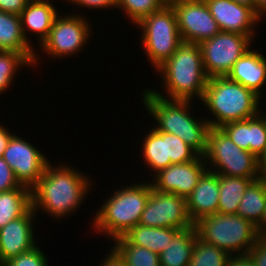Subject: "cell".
<instances>
[{"label": "cell", "instance_id": "cell-1", "mask_svg": "<svg viewBox=\"0 0 266 266\" xmlns=\"http://www.w3.org/2000/svg\"><path fill=\"white\" fill-rule=\"evenodd\" d=\"M91 179L67 164L46 165L38 184L32 189V208H39L52 217L63 218L80 207L89 189Z\"/></svg>", "mask_w": 266, "mask_h": 266}, {"label": "cell", "instance_id": "cell-2", "mask_svg": "<svg viewBox=\"0 0 266 266\" xmlns=\"http://www.w3.org/2000/svg\"><path fill=\"white\" fill-rule=\"evenodd\" d=\"M166 90L163 96L158 90L150 91L170 100H202L208 77L203 67L200 43L182 40L174 54L157 68ZM161 93V94H160ZM168 95V97H167Z\"/></svg>", "mask_w": 266, "mask_h": 266}, {"label": "cell", "instance_id": "cell-3", "mask_svg": "<svg viewBox=\"0 0 266 266\" xmlns=\"http://www.w3.org/2000/svg\"><path fill=\"white\" fill-rule=\"evenodd\" d=\"M142 95L145 110L157 121L155 123L158 125L154 127L158 131L174 134L200 156L205 154L210 126L207 119L199 121L193 114L191 116L190 100L165 99L152 93L150 89L144 90Z\"/></svg>", "mask_w": 266, "mask_h": 266}, {"label": "cell", "instance_id": "cell-4", "mask_svg": "<svg viewBox=\"0 0 266 266\" xmlns=\"http://www.w3.org/2000/svg\"><path fill=\"white\" fill-rule=\"evenodd\" d=\"M261 97L227 76L208 78L201 102L215 117L207 119L209 126L220 128L232 121H243L259 114Z\"/></svg>", "mask_w": 266, "mask_h": 266}, {"label": "cell", "instance_id": "cell-5", "mask_svg": "<svg viewBox=\"0 0 266 266\" xmlns=\"http://www.w3.org/2000/svg\"><path fill=\"white\" fill-rule=\"evenodd\" d=\"M152 189L151 182L131 184L115 190L102 207L96 211L93 226L96 233L103 232L110 239L126 234L139 224ZM116 192V193H115Z\"/></svg>", "mask_w": 266, "mask_h": 266}, {"label": "cell", "instance_id": "cell-6", "mask_svg": "<svg viewBox=\"0 0 266 266\" xmlns=\"http://www.w3.org/2000/svg\"><path fill=\"white\" fill-rule=\"evenodd\" d=\"M197 236L230 255L248 253L259 238L256 226L237 214L215 213L194 223Z\"/></svg>", "mask_w": 266, "mask_h": 266}, {"label": "cell", "instance_id": "cell-7", "mask_svg": "<svg viewBox=\"0 0 266 266\" xmlns=\"http://www.w3.org/2000/svg\"><path fill=\"white\" fill-rule=\"evenodd\" d=\"M203 158L206 164L210 163L207 169L217 174L261 178L259 159L235 145L220 128L210 127Z\"/></svg>", "mask_w": 266, "mask_h": 266}, {"label": "cell", "instance_id": "cell-8", "mask_svg": "<svg viewBox=\"0 0 266 266\" xmlns=\"http://www.w3.org/2000/svg\"><path fill=\"white\" fill-rule=\"evenodd\" d=\"M137 26L142 30L141 43L147 59L155 69L168 60L182 41L175 12L171 6H162L140 21Z\"/></svg>", "mask_w": 266, "mask_h": 266}, {"label": "cell", "instance_id": "cell-9", "mask_svg": "<svg viewBox=\"0 0 266 266\" xmlns=\"http://www.w3.org/2000/svg\"><path fill=\"white\" fill-rule=\"evenodd\" d=\"M247 35L220 31L200 43L203 67L208 78L227 76L234 63L251 47Z\"/></svg>", "mask_w": 266, "mask_h": 266}, {"label": "cell", "instance_id": "cell-10", "mask_svg": "<svg viewBox=\"0 0 266 266\" xmlns=\"http://www.w3.org/2000/svg\"><path fill=\"white\" fill-rule=\"evenodd\" d=\"M84 17L85 15L79 14L57 16L47 39L39 47L42 46V51L54 59L78 53L87 44V39L92 33V27Z\"/></svg>", "mask_w": 266, "mask_h": 266}, {"label": "cell", "instance_id": "cell-11", "mask_svg": "<svg viewBox=\"0 0 266 266\" xmlns=\"http://www.w3.org/2000/svg\"><path fill=\"white\" fill-rule=\"evenodd\" d=\"M139 224L148 227L185 229L194 227L187 213L186 199L153 187Z\"/></svg>", "mask_w": 266, "mask_h": 266}, {"label": "cell", "instance_id": "cell-12", "mask_svg": "<svg viewBox=\"0 0 266 266\" xmlns=\"http://www.w3.org/2000/svg\"><path fill=\"white\" fill-rule=\"evenodd\" d=\"M21 186L32 190L42 177L49 160L22 137L12 135L3 153Z\"/></svg>", "mask_w": 266, "mask_h": 266}, {"label": "cell", "instance_id": "cell-13", "mask_svg": "<svg viewBox=\"0 0 266 266\" xmlns=\"http://www.w3.org/2000/svg\"><path fill=\"white\" fill-rule=\"evenodd\" d=\"M171 7L175 12L180 36L184 41L201 43L221 31L206 2L178 0Z\"/></svg>", "mask_w": 266, "mask_h": 266}, {"label": "cell", "instance_id": "cell-14", "mask_svg": "<svg viewBox=\"0 0 266 266\" xmlns=\"http://www.w3.org/2000/svg\"><path fill=\"white\" fill-rule=\"evenodd\" d=\"M207 165L200 155L190 162L171 164L156 175L153 174L152 187L157 191L174 193L186 199L207 170Z\"/></svg>", "mask_w": 266, "mask_h": 266}, {"label": "cell", "instance_id": "cell-15", "mask_svg": "<svg viewBox=\"0 0 266 266\" xmlns=\"http://www.w3.org/2000/svg\"><path fill=\"white\" fill-rule=\"evenodd\" d=\"M206 4L221 31L240 33L253 40L261 17L251 8L231 0H207Z\"/></svg>", "mask_w": 266, "mask_h": 266}, {"label": "cell", "instance_id": "cell-16", "mask_svg": "<svg viewBox=\"0 0 266 266\" xmlns=\"http://www.w3.org/2000/svg\"><path fill=\"white\" fill-rule=\"evenodd\" d=\"M37 213L31 208L25 215L11 220L0 229V262L14 258L36 246L33 223ZM33 222V223H32Z\"/></svg>", "mask_w": 266, "mask_h": 266}, {"label": "cell", "instance_id": "cell-17", "mask_svg": "<svg viewBox=\"0 0 266 266\" xmlns=\"http://www.w3.org/2000/svg\"><path fill=\"white\" fill-rule=\"evenodd\" d=\"M218 202V174L207 169L186 198L187 213L193 224L204 216L217 213Z\"/></svg>", "mask_w": 266, "mask_h": 266}, {"label": "cell", "instance_id": "cell-18", "mask_svg": "<svg viewBox=\"0 0 266 266\" xmlns=\"http://www.w3.org/2000/svg\"><path fill=\"white\" fill-rule=\"evenodd\" d=\"M227 77L234 82H238L246 88L261 94L266 83V57L259 52L248 49L235 63Z\"/></svg>", "mask_w": 266, "mask_h": 266}, {"label": "cell", "instance_id": "cell-19", "mask_svg": "<svg viewBox=\"0 0 266 266\" xmlns=\"http://www.w3.org/2000/svg\"><path fill=\"white\" fill-rule=\"evenodd\" d=\"M50 2L49 0H30L19 15L22 32L28 43L30 41L27 35L30 31L37 33L40 45L47 39L53 22L58 16L57 10Z\"/></svg>", "mask_w": 266, "mask_h": 266}, {"label": "cell", "instance_id": "cell-20", "mask_svg": "<svg viewBox=\"0 0 266 266\" xmlns=\"http://www.w3.org/2000/svg\"><path fill=\"white\" fill-rule=\"evenodd\" d=\"M0 50L22 54L32 66L38 62L36 55L22 32L20 16L0 11ZM38 56V57H37Z\"/></svg>", "mask_w": 266, "mask_h": 266}, {"label": "cell", "instance_id": "cell-21", "mask_svg": "<svg viewBox=\"0 0 266 266\" xmlns=\"http://www.w3.org/2000/svg\"><path fill=\"white\" fill-rule=\"evenodd\" d=\"M195 227L180 229L159 254L161 266H189L197 238Z\"/></svg>", "mask_w": 266, "mask_h": 266}, {"label": "cell", "instance_id": "cell-22", "mask_svg": "<svg viewBox=\"0 0 266 266\" xmlns=\"http://www.w3.org/2000/svg\"><path fill=\"white\" fill-rule=\"evenodd\" d=\"M178 231L179 229L174 228H157L137 224L123 236L131 244L160 254L168 247V243Z\"/></svg>", "mask_w": 266, "mask_h": 266}, {"label": "cell", "instance_id": "cell-23", "mask_svg": "<svg viewBox=\"0 0 266 266\" xmlns=\"http://www.w3.org/2000/svg\"><path fill=\"white\" fill-rule=\"evenodd\" d=\"M259 178H243L218 174L219 202L218 213L236 214L240 200L248 186Z\"/></svg>", "mask_w": 266, "mask_h": 266}, {"label": "cell", "instance_id": "cell-24", "mask_svg": "<svg viewBox=\"0 0 266 266\" xmlns=\"http://www.w3.org/2000/svg\"><path fill=\"white\" fill-rule=\"evenodd\" d=\"M266 208V179L254 180L240 200L237 215L250 221L254 226L261 223Z\"/></svg>", "mask_w": 266, "mask_h": 266}, {"label": "cell", "instance_id": "cell-25", "mask_svg": "<svg viewBox=\"0 0 266 266\" xmlns=\"http://www.w3.org/2000/svg\"><path fill=\"white\" fill-rule=\"evenodd\" d=\"M32 208V190L19 186L0 193V229Z\"/></svg>", "mask_w": 266, "mask_h": 266}, {"label": "cell", "instance_id": "cell-26", "mask_svg": "<svg viewBox=\"0 0 266 266\" xmlns=\"http://www.w3.org/2000/svg\"><path fill=\"white\" fill-rule=\"evenodd\" d=\"M147 133L142 141L143 158L146 165L154 170L155 174L171 165L167 159L166 133L158 131L155 127Z\"/></svg>", "mask_w": 266, "mask_h": 266}, {"label": "cell", "instance_id": "cell-27", "mask_svg": "<svg viewBox=\"0 0 266 266\" xmlns=\"http://www.w3.org/2000/svg\"><path fill=\"white\" fill-rule=\"evenodd\" d=\"M112 250L126 266H161L159 254L131 244L124 236L114 239Z\"/></svg>", "mask_w": 266, "mask_h": 266}, {"label": "cell", "instance_id": "cell-28", "mask_svg": "<svg viewBox=\"0 0 266 266\" xmlns=\"http://www.w3.org/2000/svg\"><path fill=\"white\" fill-rule=\"evenodd\" d=\"M230 256L226 251L197 237L189 266H228Z\"/></svg>", "mask_w": 266, "mask_h": 266}, {"label": "cell", "instance_id": "cell-29", "mask_svg": "<svg viewBox=\"0 0 266 266\" xmlns=\"http://www.w3.org/2000/svg\"><path fill=\"white\" fill-rule=\"evenodd\" d=\"M21 66L28 67L32 64L20 53L0 50V94L10 89L14 75Z\"/></svg>", "mask_w": 266, "mask_h": 266}, {"label": "cell", "instance_id": "cell-30", "mask_svg": "<svg viewBox=\"0 0 266 266\" xmlns=\"http://www.w3.org/2000/svg\"><path fill=\"white\" fill-rule=\"evenodd\" d=\"M162 6L159 0H116V8L123 10L136 25Z\"/></svg>", "mask_w": 266, "mask_h": 266}, {"label": "cell", "instance_id": "cell-31", "mask_svg": "<svg viewBox=\"0 0 266 266\" xmlns=\"http://www.w3.org/2000/svg\"><path fill=\"white\" fill-rule=\"evenodd\" d=\"M263 113L249 118V152L258 159L266 150V115Z\"/></svg>", "mask_w": 266, "mask_h": 266}, {"label": "cell", "instance_id": "cell-32", "mask_svg": "<svg viewBox=\"0 0 266 266\" xmlns=\"http://www.w3.org/2000/svg\"><path fill=\"white\" fill-rule=\"evenodd\" d=\"M166 149L167 159L171 160V164L190 162L199 156L180 137L171 133H166Z\"/></svg>", "mask_w": 266, "mask_h": 266}, {"label": "cell", "instance_id": "cell-33", "mask_svg": "<svg viewBox=\"0 0 266 266\" xmlns=\"http://www.w3.org/2000/svg\"><path fill=\"white\" fill-rule=\"evenodd\" d=\"M220 129L235 145L249 151V119L226 123Z\"/></svg>", "mask_w": 266, "mask_h": 266}, {"label": "cell", "instance_id": "cell-34", "mask_svg": "<svg viewBox=\"0 0 266 266\" xmlns=\"http://www.w3.org/2000/svg\"><path fill=\"white\" fill-rule=\"evenodd\" d=\"M39 246H34L27 252L11 258L4 263L5 266H49L45 253Z\"/></svg>", "mask_w": 266, "mask_h": 266}, {"label": "cell", "instance_id": "cell-35", "mask_svg": "<svg viewBox=\"0 0 266 266\" xmlns=\"http://www.w3.org/2000/svg\"><path fill=\"white\" fill-rule=\"evenodd\" d=\"M21 186L8 163L0 158V193L14 190Z\"/></svg>", "mask_w": 266, "mask_h": 266}, {"label": "cell", "instance_id": "cell-36", "mask_svg": "<svg viewBox=\"0 0 266 266\" xmlns=\"http://www.w3.org/2000/svg\"><path fill=\"white\" fill-rule=\"evenodd\" d=\"M248 253L252 256L255 266H266V238L259 237Z\"/></svg>", "mask_w": 266, "mask_h": 266}, {"label": "cell", "instance_id": "cell-37", "mask_svg": "<svg viewBox=\"0 0 266 266\" xmlns=\"http://www.w3.org/2000/svg\"><path fill=\"white\" fill-rule=\"evenodd\" d=\"M66 1H68V3L70 1L73 4L79 5L81 6V8L82 6L85 8L87 7L88 10L89 8L91 9L116 8V0H66Z\"/></svg>", "mask_w": 266, "mask_h": 266}, {"label": "cell", "instance_id": "cell-38", "mask_svg": "<svg viewBox=\"0 0 266 266\" xmlns=\"http://www.w3.org/2000/svg\"><path fill=\"white\" fill-rule=\"evenodd\" d=\"M30 0H0V11L20 15Z\"/></svg>", "mask_w": 266, "mask_h": 266}, {"label": "cell", "instance_id": "cell-39", "mask_svg": "<svg viewBox=\"0 0 266 266\" xmlns=\"http://www.w3.org/2000/svg\"><path fill=\"white\" fill-rule=\"evenodd\" d=\"M228 266H255V263L249 253H243L231 255Z\"/></svg>", "mask_w": 266, "mask_h": 266}, {"label": "cell", "instance_id": "cell-40", "mask_svg": "<svg viewBox=\"0 0 266 266\" xmlns=\"http://www.w3.org/2000/svg\"><path fill=\"white\" fill-rule=\"evenodd\" d=\"M103 260L99 266H126L113 250H110Z\"/></svg>", "mask_w": 266, "mask_h": 266}, {"label": "cell", "instance_id": "cell-41", "mask_svg": "<svg viewBox=\"0 0 266 266\" xmlns=\"http://www.w3.org/2000/svg\"><path fill=\"white\" fill-rule=\"evenodd\" d=\"M12 135L13 133L11 134L7 128H5L3 125H0V158L3 156V153Z\"/></svg>", "mask_w": 266, "mask_h": 266}, {"label": "cell", "instance_id": "cell-42", "mask_svg": "<svg viewBox=\"0 0 266 266\" xmlns=\"http://www.w3.org/2000/svg\"><path fill=\"white\" fill-rule=\"evenodd\" d=\"M254 11L260 17H263V15H266V0H254Z\"/></svg>", "mask_w": 266, "mask_h": 266}, {"label": "cell", "instance_id": "cell-43", "mask_svg": "<svg viewBox=\"0 0 266 266\" xmlns=\"http://www.w3.org/2000/svg\"><path fill=\"white\" fill-rule=\"evenodd\" d=\"M259 237L266 238V208L264 210L261 223L256 227Z\"/></svg>", "mask_w": 266, "mask_h": 266}, {"label": "cell", "instance_id": "cell-44", "mask_svg": "<svg viewBox=\"0 0 266 266\" xmlns=\"http://www.w3.org/2000/svg\"><path fill=\"white\" fill-rule=\"evenodd\" d=\"M259 168H260L261 178L266 179V150L259 158Z\"/></svg>", "mask_w": 266, "mask_h": 266}, {"label": "cell", "instance_id": "cell-45", "mask_svg": "<svg viewBox=\"0 0 266 266\" xmlns=\"http://www.w3.org/2000/svg\"><path fill=\"white\" fill-rule=\"evenodd\" d=\"M237 4H242L251 7L254 10V0H231Z\"/></svg>", "mask_w": 266, "mask_h": 266}, {"label": "cell", "instance_id": "cell-46", "mask_svg": "<svg viewBox=\"0 0 266 266\" xmlns=\"http://www.w3.org/2000/svg\"><path fill=\"white\" fill-rule=\"evenodd\" d=\"M178 0H159V2L163 5V6H171L172 4H174L175 2H177Z\"/></svg>", "mask_w": 266, "mask_h": 266}, {"label": "cell", "instance_id": "cell-47", "mask_svg": "<svg viewBox=\"0 0 266 266\" xmlns=\"http://www.w3.org/2000/svg\"><path fill=\"white\" fill-rule=\"evenodd\" d=\"M194 1H201V2H206L207 0H194Z\"/></svg>", "mask_w": 266, "mask_h": 266}]
</instances>
